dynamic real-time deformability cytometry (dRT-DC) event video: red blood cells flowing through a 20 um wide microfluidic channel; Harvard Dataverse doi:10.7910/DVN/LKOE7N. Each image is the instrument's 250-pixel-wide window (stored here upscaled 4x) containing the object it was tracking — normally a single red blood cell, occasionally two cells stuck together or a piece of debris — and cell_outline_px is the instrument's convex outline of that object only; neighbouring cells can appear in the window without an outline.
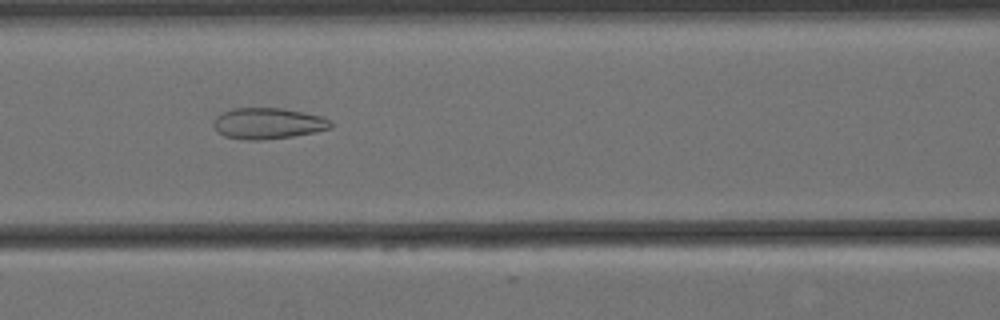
{"species": "Egyptian fruit bat (a non-hibernating species)", "species_latin": "Rousettus aegyptiacus", "temperature_condition": "cold", "stored_images_in_passage": 5, "camera_frame_rate_fps": 3000, "um_per_image_px": 0.085, "animal": {"sex": "female"}, "frame": {"image": 1, "passage_image": 4, "time_ms": 1.0, "image_size_px": [1000, 320], "cell_outline_px": [[332, 128], [292, 136], [260, 140], [244, 140], [224, 136], [216, 132], [212, 124], [216, 116], [232, 108], [280, 108], [320, 116], [328, 120], [332, 124]], "centroid_in_image_um": [22.7, 10.5], "position_along_channel_um": 143.9, "area_um2": 21.04}}
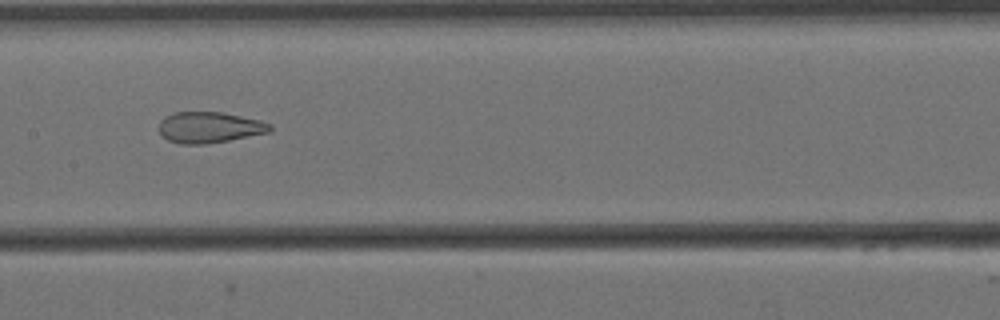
{"frame": {"image": 2, "passage_image": 5, "time_ms": 1.333, "image_size_px": [1000, 320], "cell_outline_px": [[272, 128], [268, 132], [228, 140], [204, 144], [180, 144], [168, 140], [160, 132], [160, 120], [164, 116], [176, 112], [224, 112], [260, 120], [272, 124]], "centroid_in_image_um": [17.8, 10.81], "position_along_channel_um": 189.6, "area_um2": 19.94}}